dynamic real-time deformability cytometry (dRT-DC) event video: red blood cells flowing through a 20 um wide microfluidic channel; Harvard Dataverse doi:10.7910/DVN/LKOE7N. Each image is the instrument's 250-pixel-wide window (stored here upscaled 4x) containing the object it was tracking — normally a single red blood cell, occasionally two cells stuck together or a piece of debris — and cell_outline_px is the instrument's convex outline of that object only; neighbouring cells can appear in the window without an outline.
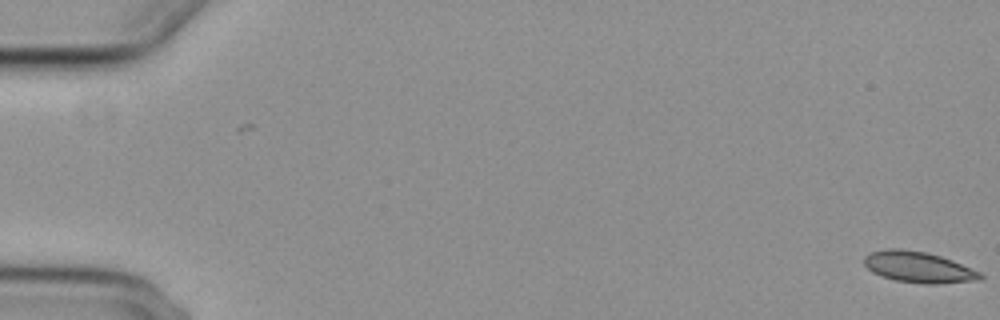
{"species": "common noctule bat (a hibernating species)", "species_latin": "Nyctalus noctula", "temperature_condition": "cold", "stored_images_in_passage": 5, "camera_frame_rate_fps": 3000, "um_per_image_px": 0.085, "animal": {"sex": "female", "body_mass_g": 29.2, "forearm_length_mm": 56.3}, "frame": {"image": 1, "passage_image": 5, "time_ms": 1.333, "image_size_px": [1000, 320], "cell_outline_px": [[984, 276], [980, 280], [940, 284], [924, 284], [896, 280], [872, 272], [864, 264], [864, 256], [868, 252], [888, 248], [900, 248], [928, 252], [952, 260], [980, 272]], "centroid_in_image_um": [78.07, 22.7], "position_along_channel_um": 6.9, "area_um2": 21.1}}